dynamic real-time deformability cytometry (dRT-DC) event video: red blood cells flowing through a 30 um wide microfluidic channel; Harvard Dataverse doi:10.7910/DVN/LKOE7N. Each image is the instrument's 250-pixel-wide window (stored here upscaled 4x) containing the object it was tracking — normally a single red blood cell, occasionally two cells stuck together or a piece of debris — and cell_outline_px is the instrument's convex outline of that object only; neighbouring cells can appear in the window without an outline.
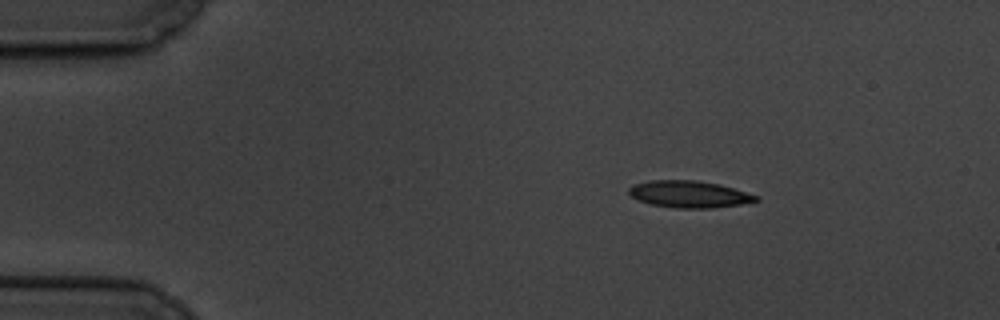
{"species": "common noctule bat (a hibernating species)", "species_latin": "Nyctalus noctula", "temperature_condition": "cold", "stored_images_in_passage": 4, "camera_frame_rate_fps": 3000, "um_per_image_px": 0.085, "animal": {"sex": "male", "body_mass_g": 19.5, "forearm_length_mm": 54.6}, "frame": {"image": 1, "passage_image": 2, "time_ms": 1.333, "image_size_px": [1000, 320], "cell_outline_px": [[760, 200], [740, 204], [712, 208], [676, 208], [652, 204], [640, 200], [632, 196], [628, 192], [628, 188], [632, 184], [648, 180], [696, 180], [720, 184], [760, 196]], "centroid_in_image_um": [58.59, 16.49], "position_along_channel_um": 26.4, "area_um2": 19.94}}